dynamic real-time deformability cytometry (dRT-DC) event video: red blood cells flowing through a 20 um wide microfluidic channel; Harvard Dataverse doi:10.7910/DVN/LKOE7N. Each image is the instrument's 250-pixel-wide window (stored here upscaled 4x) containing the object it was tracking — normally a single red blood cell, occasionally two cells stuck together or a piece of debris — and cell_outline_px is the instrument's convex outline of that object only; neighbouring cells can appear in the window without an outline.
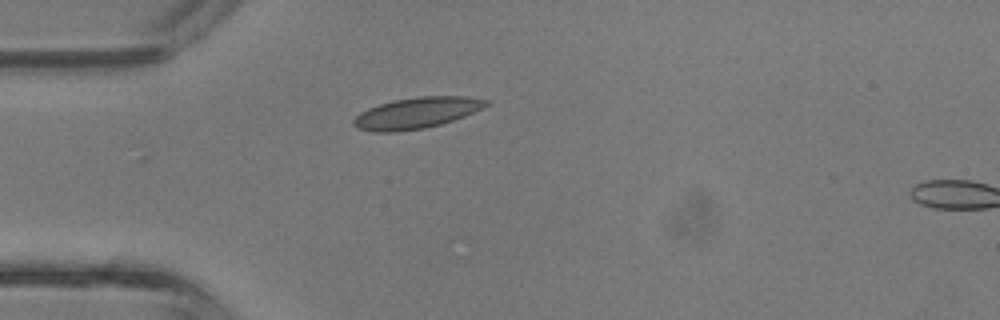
{"species": "common noctule bat (a hibernating species)", "species_latin": "Nyctalus noctula", "temperature_condition": "room temperature", "stored_images_in_passage": 2, "camera_frame_rate_fps": 3000, "um_per_image_px": 0.085, "animal": {"sex": "male", "body_mass_g": 13.3}, "frame": {"image": 1, "passage_image": 1, "time_ms": 0.0, "image_size_px": [1000, 320], "cell_outline_px": [[492, 104], [464, 116], [440, 124], [424, 128], [396, 132], [372, 132], [356, 128], [352, 124], [352, 120], [360, 112], [368, 108], [380, 104], [396, 100], [420, 96], [468, 96], [492, 100]], "centroid_in_image_um": [35.43, 9.6], "position_along_channel_um": 49.6, "area_um2": 24.16}}